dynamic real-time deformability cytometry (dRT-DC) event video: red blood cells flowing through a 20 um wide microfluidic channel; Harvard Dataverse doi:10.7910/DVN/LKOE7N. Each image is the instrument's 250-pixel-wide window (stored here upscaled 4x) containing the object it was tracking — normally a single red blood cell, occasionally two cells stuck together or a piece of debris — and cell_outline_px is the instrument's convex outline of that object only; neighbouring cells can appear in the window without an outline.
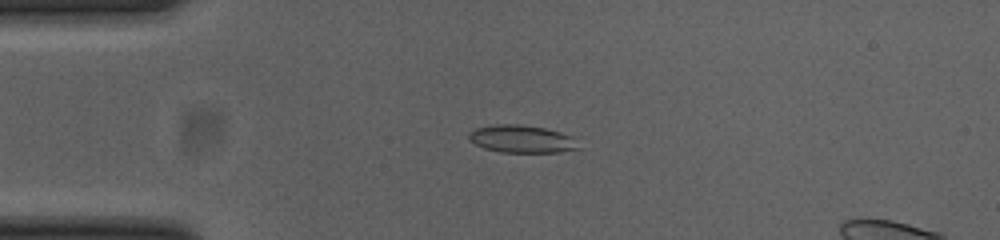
{"species": "common noctule bat (a hibernating species)", "species_latin": "Nyctalus noctula", "temperature_condition": "cold", "stored_images_in_passage": 50, "camera_frame_rate_fps": 3000, "um_per_image_px": 0.085, "animal": {"sex": "female", "body_mass_g": 23.0, "forearm_length_mm": 53.4}, "frame": {"image": 1, "passage_image": 11, "time_ms": 3.333, "image_size_px": [1000, 240], "cell_outline_px": [[580, 148], [560, 152], [500, 152], [484, 148], [468, 140], [468, 132], [476, 128], [496, 124], [516, 124], [544, 128], [560, 132], [568, 136]], "centroid_in_image_um": [44.26, 11.81], "position_along_channel_um": 40.7, "area_um2": 17.34}}
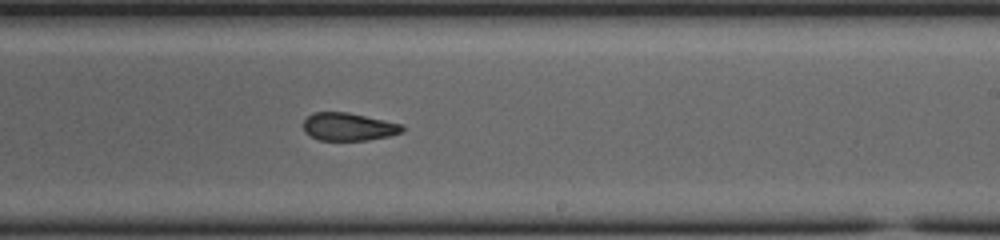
{"frame": {"image": 2, "passage_image": 30, "time_ms": 9.667, "image_size_px": [1000, 240], "cell_outline_px": [[404, 128], [400, 132], [388, 136], [368, 140], [320, 140], [304, 132], [304, 120], [312, 112], [348, 112], [404, 124]], "centroid_in_image_um": [29.63, 10.76], "position_along_channel_um": 259.4, "area_um2": 16.01}}
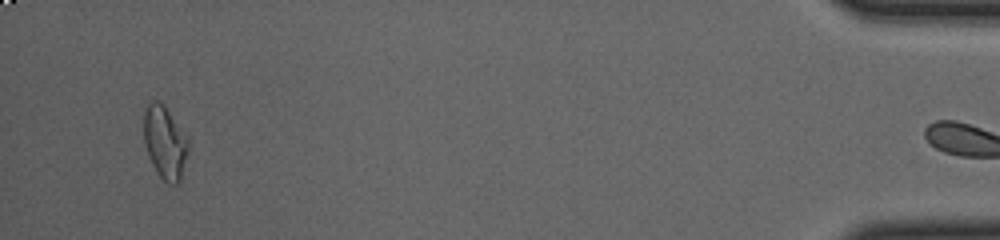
{"frame": {"image": 3, "passage_image": 49, "time_ms": 16.0, "image_size_px": [1000, 240], "cell_outline_px": [[188, 148], [180, 184], [168, 184], [156, 172], [148, 156], [144, 140], [144, 112], [148, 104], [152, 100], [156, 100], [164, 104], [188, 140]], "centroid_in_image_um": [14.0, 12.13], "position_along_channel_um": 421.2, "area_um2": 18.73}}